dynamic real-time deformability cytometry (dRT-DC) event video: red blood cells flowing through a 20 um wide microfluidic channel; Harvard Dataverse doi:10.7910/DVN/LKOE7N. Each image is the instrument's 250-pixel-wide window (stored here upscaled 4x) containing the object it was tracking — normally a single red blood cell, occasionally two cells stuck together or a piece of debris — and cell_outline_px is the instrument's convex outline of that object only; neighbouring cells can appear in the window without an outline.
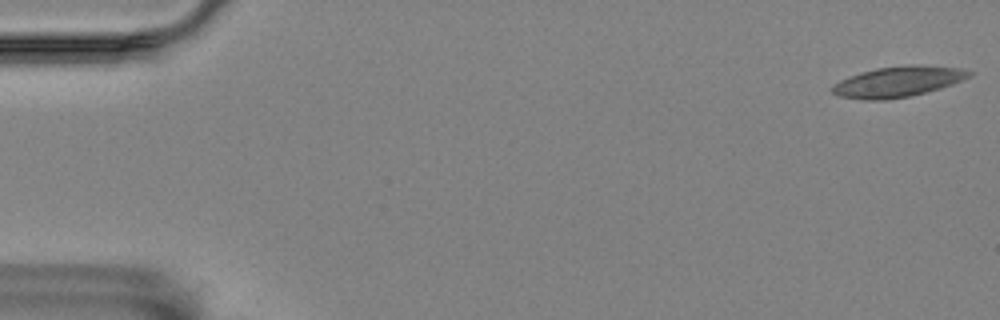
{"species": "Egyptian fruit bat (a non-hibernating species)", "species_latin": "Rousettus aegyptiacus", "temperature_condition": "room temperature", "stored_images_in_passage": 9, "camera_frame_rate_fps": 3000, "um_per_image_px": 0.085, "animal": {"sex": "female"}, "frame": {"image": 1, "passage_image": 1, "time_ms": 0.0, "image_size_px": [1000, 320], "cell_outline_px": [[972, 76], [952, 84], [940, 88], [912, 96], [888, 100], [864, 100], [836, 96], [832, 92], [832, 84], [840, 80], [860, 72], [876, 68], [912, 64], [960, 68], [972, 72]], "centroid_in_image_um": [76.3, 6.95], "position_along_channel_um": 8.7, "area_um2": 24.57}}
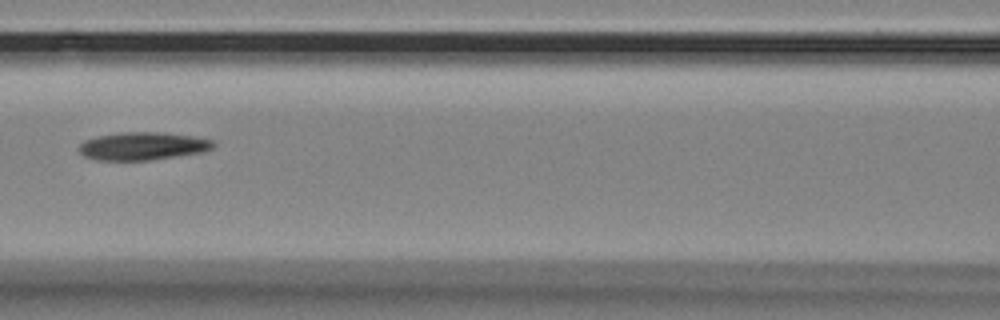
{"frame": {"image": 2, "passage_image": 8, "time_ms": 2.333, "image_size_px": [1000, 320], "cell_outline_px": [[216, 144], [212, 148], [200, 152], [148, 160], [96, 160], [84, 156], [80, 152], [80, 144], [84, 140], [96, 136], [120, 132], [160, 132], [192, 136], [212, 140]], "centroid_in_image_um": [12.09, 12.41], "position_along_channel_um": 154.5, "area_um2": 21.62}}
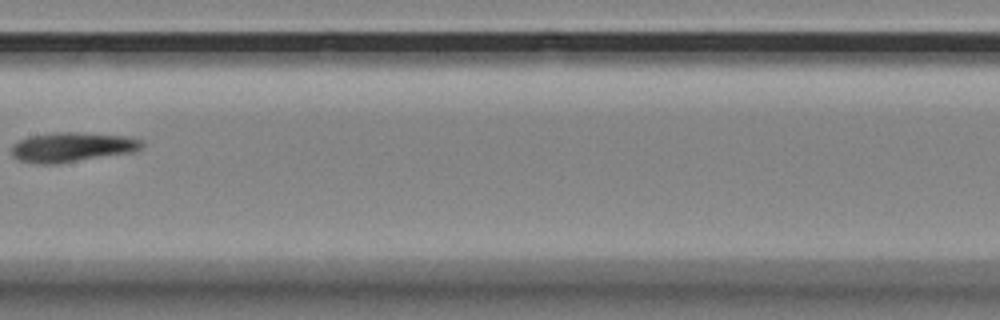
{"frame": {"image": 3, "passage_image": 9, "time_ms": 2.667, "image_size_px": [1000, 320], "cell_outline_px": [[144, 144], [136, 152], [60, 164], [36, 164], [20, 160], [12, 156], [12, 144], [28, 136], [56, 132], [76, 132], [128, 136], [144, 140]], "centroid_in_image_um": [6.17, 12.51], "position_along_channel_um": 201.2, "area_um2": 22.95}}